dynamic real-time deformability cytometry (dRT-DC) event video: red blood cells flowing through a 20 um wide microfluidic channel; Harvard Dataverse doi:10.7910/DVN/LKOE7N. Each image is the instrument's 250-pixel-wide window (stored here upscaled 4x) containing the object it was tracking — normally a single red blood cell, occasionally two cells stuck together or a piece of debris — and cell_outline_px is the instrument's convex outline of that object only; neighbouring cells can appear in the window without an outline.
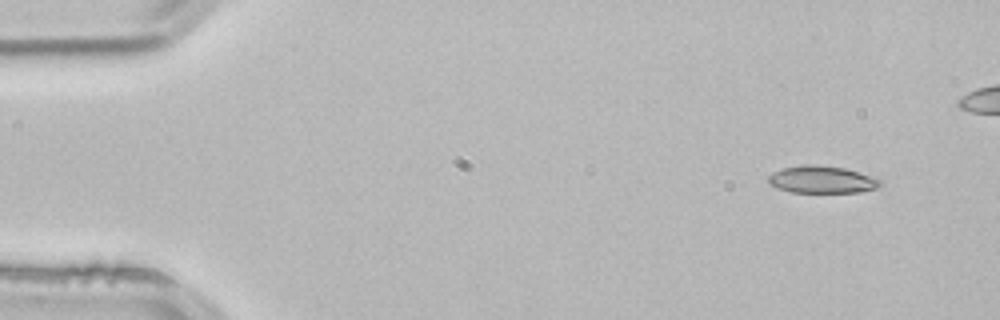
{"species": "common noctule bat (a hibernating species)", "species_latin": "Nyctalus noctula", "temperature_condition": "room temperature", "stored_images_in_passage": 4, "camera_frame_rate_fps": 3000, "um_per_image_px": 0.085, "animal": {"sex": "male", "body_mass_g": 21.5, "forearm_length_mm": 52.0}, "frame": {"image": 1, "passage_image": 1, "time_ms": 0.0, "image_size_px": [1000, 320], "cell_outline_px": [[880, 184], [876, 188], [860, 192], [792, 192], [776, 188], [768, 184], [768, 176], [772, 172], [780, 168], [808, 164], [844, 168], [880, 176]], "centroid_in_image_um": [69.87, 15.26], "position_along_channel_um": 15.1, "area_um2": 18.03}}
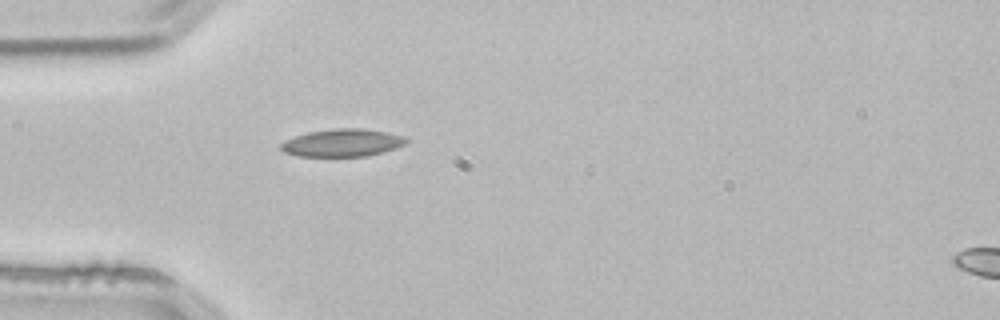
{"frame": {"image": 2, "passage_image": 4, "time_ms": 1.0, "image_size_px": [1000, 320], "cell_outline_px": [[408, 144], [396, 148], [368, 156], [296, 156], [284, 152], [280, 148], [280, 144], [284, 140], [308, 132], [336, 128], [364, 128], [388, 132], [404, 136], [408, 140]], "centroid_in_image_um": [29.13, 12.13], "position_along_channel_um": 55.9, "area_um2": 20.35}}